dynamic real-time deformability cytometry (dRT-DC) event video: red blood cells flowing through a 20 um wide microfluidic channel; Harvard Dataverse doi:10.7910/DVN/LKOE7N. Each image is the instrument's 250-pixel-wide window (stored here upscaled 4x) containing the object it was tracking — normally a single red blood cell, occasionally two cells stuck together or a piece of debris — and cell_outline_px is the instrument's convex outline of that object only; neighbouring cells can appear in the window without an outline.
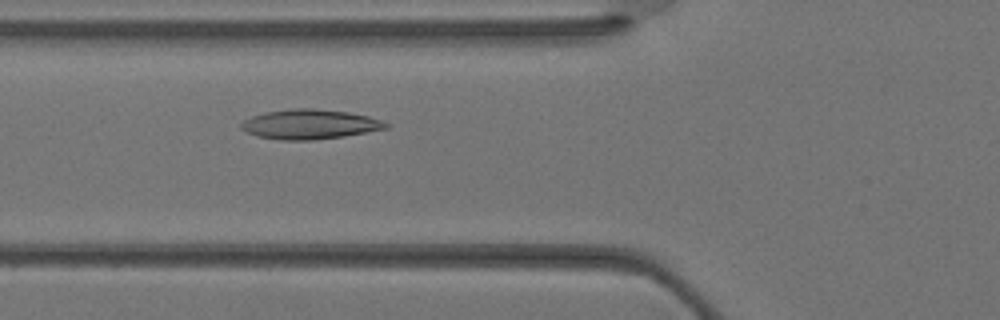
{"species": "Egyptian fruit bat (a non-hibernating species)", "species_latin": "Rousettus aegyptiacus", "temperature_condition": "warm", "stored_images_in_passage": 32, "camera_frame_rate_fps": 3000, "um_per_image_px": 0.085, "animal": {"sex": "female"}, "frame": {"image": 1, "passage_image": 9, "time_ms": 2.667, "image_size_px": [1000, 320], "cell_outline_px": [[392, 124], [388, 128], [344, 136], [312, 140], [280, 140], [256, 136], [240, 128], [240, 124], [244, 120], [252, 116], [264, 112], [292, 108], [312, 108], [348, 112], [368, 116]], "centroid_in_image_um": [26.32, 10.56], "position_along_channel_um": 99.5, "area_um2": 25.09}}
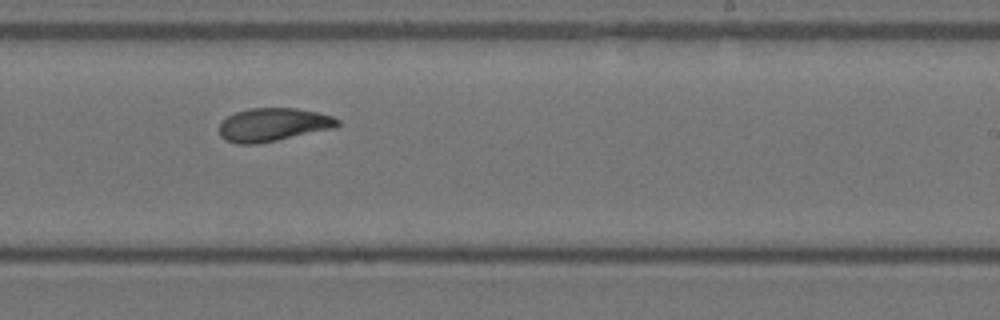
{"frame": {"image": 2, "passage_image": 18, "time_ms": 5.667, "image_size_px": [1000, 320], "cell_outline_px": [[340, 124], [336, 128], [256, 144], [236, 144], [224, 140], [220, 136], [220, 124], [228, 116], [236, 112], [248, 108], [296, 108], [320, 112], [332, 116], [340, 120]], "centroid_in_image_um": [23.24, 10.59], "position_along_channel_um": 265.8, "area_um2": 23.06}}
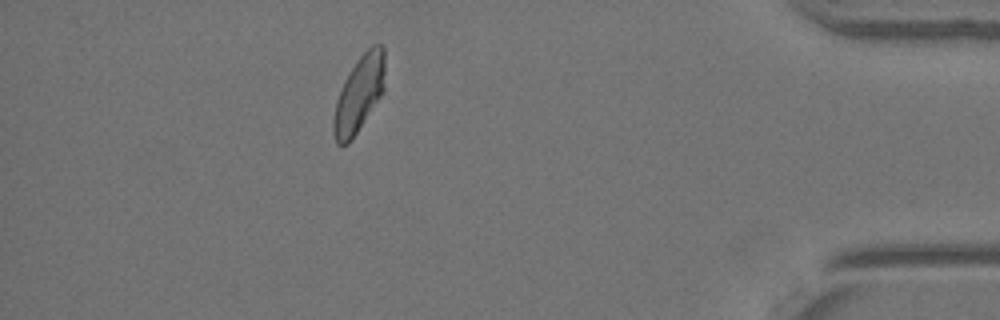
{"frame": {"image": 3, "passage_image": 28, "time_ms": 9.0, "image_size_px": [1000, 320], "cell_outline_px": [[384, 92], [352, 140], [348, 144], [336, 144], [332, 132], [332, 120], [336, 100], [352, 68], [360, 56], [372, 44], [384, 44]], "centroid_in_image_um": [30.52, 8.03], "position_along_channel_um": 404.7, "area_um2": 22.77}}